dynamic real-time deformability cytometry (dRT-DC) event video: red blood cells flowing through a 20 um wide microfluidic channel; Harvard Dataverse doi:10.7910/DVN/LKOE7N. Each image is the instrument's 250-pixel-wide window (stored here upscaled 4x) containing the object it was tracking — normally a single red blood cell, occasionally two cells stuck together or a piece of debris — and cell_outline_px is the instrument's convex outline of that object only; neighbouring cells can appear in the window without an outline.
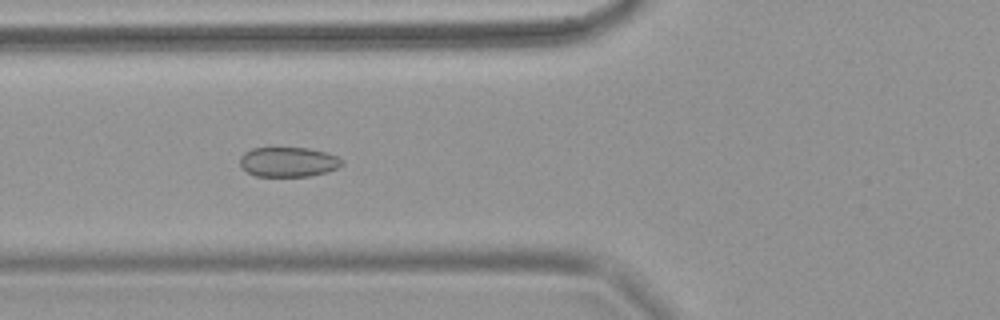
{"species": "common noctule bat (a hibernating species)", "species_latin": "Nyctalus noctula", "temperature_condition": "warm", "stored_images_in_passage": 63, "camera_frame_rate_fps": 3000, "um_per_image_px": 0.085, "animal": {"sex": "female", "body_mass_g": 18.4}, "frame": {"image": 1, "passage_image": 25, "time_ms": 8.0, "image_size_px": [1000, 320], "cell_outline_px": [[344, 164], [328, 172], [308, 176], [256, 176], [240, 168], [240, 156], [244, 152], [252, 148], [308, 148], [328, 152], [336, 156]], "centroid_in_image_um": [24.48, 13.76], "position_along_channel_um": 101.3, "area_um2": 17.74}}
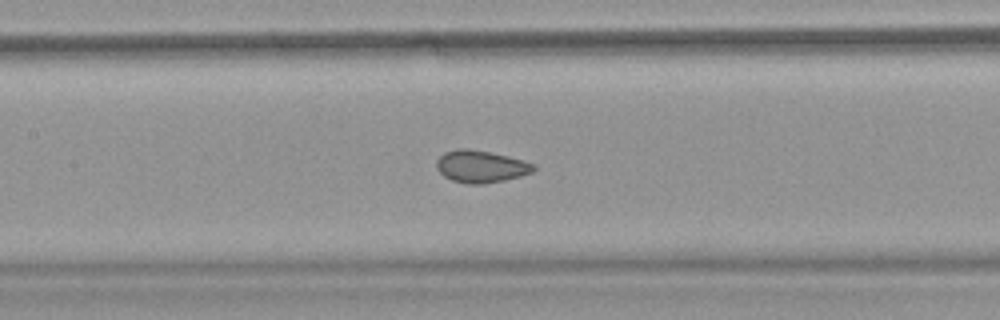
{"frame": {"image": 2, "passage_image": 31, "time_ms": 10.0, "image_size_px": [1000, 320], "cell_outline_px": [[536, 168], [532, 172], [520, 176], [504, 180], [484, 184], [468, 184], [452, 180], [444, 176], [436, 168], [436, 160], [444, 152], [460, 148], [468, 148], [508, 156], [524, 160], [536, 164]], "centroid_in_image_um": [40.88, 14.15], "position_along_channel_um": 166.5, "area_um2": 18.26}}
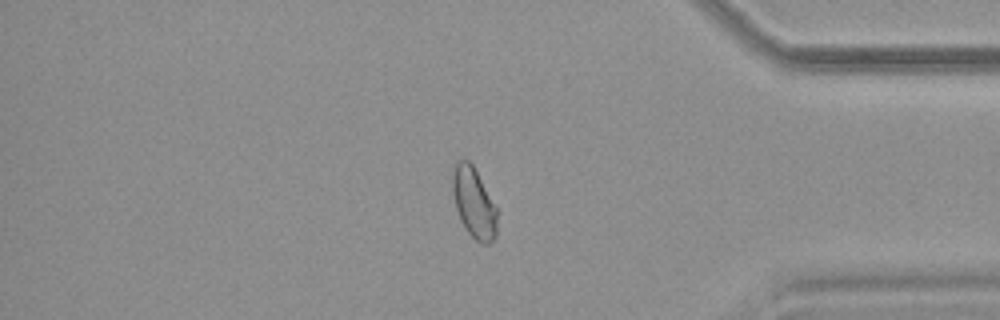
{"frame": {"image": 3, "passage_image": 54, "time_ms": 17.667, "image_size_px": [1000, 320], "cell_outline_px": [[496, 236], [488, 244], [480, 244], [468, 232], [460, 220], [456, 208], [452, 192], [452, 172], [456, 160], [468, 160], [472, 164], [496, 208]], "centroid_in_image_um": [40.24, 17.24], "position_along_channel_um": 395.0, "area_um2": 18.03}}